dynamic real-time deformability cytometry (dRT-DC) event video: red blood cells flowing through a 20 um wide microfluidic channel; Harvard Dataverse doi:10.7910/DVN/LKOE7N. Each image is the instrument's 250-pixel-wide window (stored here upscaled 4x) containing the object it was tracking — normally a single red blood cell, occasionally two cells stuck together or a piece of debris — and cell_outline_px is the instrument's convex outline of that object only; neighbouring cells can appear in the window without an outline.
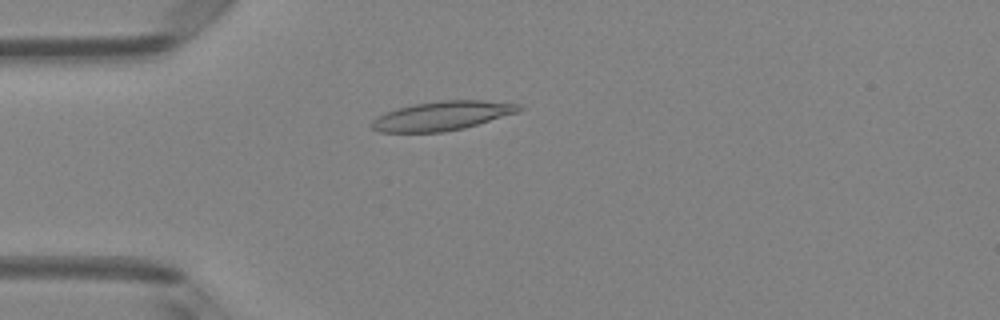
{"species": "Egyptian fruit bat (a non-hibernating species)", "species_latin": "Rousettus aegyptiacus", "temperature_condition": "room temperature", "stored_images_in_passage": 5, "camera_frame_rate_fps": 3000, "um_per_image_px": 0.085, "animal": {"sex": "female"}, "frame": {"image": 1, "passage_image": 4, "time_ms": 1.0, "image_size_px": [1000, 320], "cell_outline_px": [[524, 108], [520, 112], [464, 128], [444, 132], [380, 132], [372, 128], [372, 120], [376, 116], [400, 108], [416, 104], [440, 100], [484, 100], [520, 104]], "centroid_in_image_um": [37.65, 9.84], "position_along_channel_um": 47.4, "area_um2": 24.91}}